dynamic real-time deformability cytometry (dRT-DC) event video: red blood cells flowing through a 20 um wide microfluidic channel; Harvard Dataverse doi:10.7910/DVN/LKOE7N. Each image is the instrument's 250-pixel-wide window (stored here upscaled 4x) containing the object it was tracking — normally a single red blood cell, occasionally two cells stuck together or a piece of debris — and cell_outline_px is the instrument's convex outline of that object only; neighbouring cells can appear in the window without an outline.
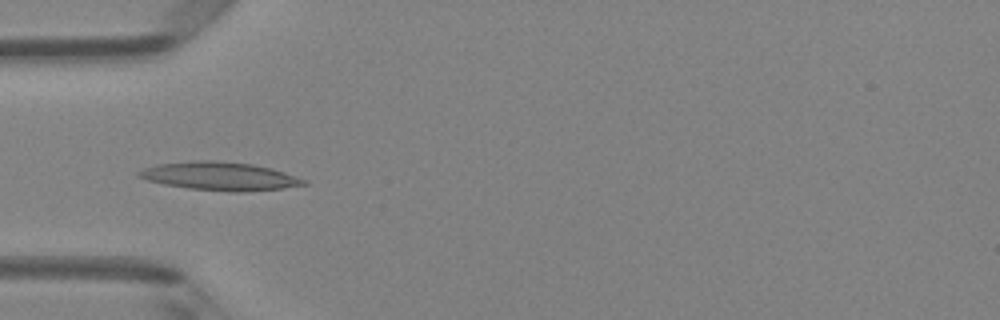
{"species": "Egyptian fruit bat (a non-hibernating species)", "species_latin": "Rousettus aegyptiacus", "temperature_condition": "room temperature", "stored_images_in_passage": 4, "camera_frame_rate_fps": 3000, "um_per_image_px": 0.085, "animal": {"sex": "female"}, "frame": {"image": 1, "passage_image": 4, "time_ms": 4.0, "image_size_px": [1000, 320], "cell_outline_px": [[308, 184], [284, 188], [244, 192], [232, 192], [188, 188], [164, 184], [148, 180], [136, 176], [136, 172], [144, 168], [156, 164], [192, 160], [216, 160], [252, 164], [272, 168], [308, 180]], "centroid_in_image_um": [18.69, 14.97], "position_along_channel_um": 66.3, "area_um2": 27.46}}